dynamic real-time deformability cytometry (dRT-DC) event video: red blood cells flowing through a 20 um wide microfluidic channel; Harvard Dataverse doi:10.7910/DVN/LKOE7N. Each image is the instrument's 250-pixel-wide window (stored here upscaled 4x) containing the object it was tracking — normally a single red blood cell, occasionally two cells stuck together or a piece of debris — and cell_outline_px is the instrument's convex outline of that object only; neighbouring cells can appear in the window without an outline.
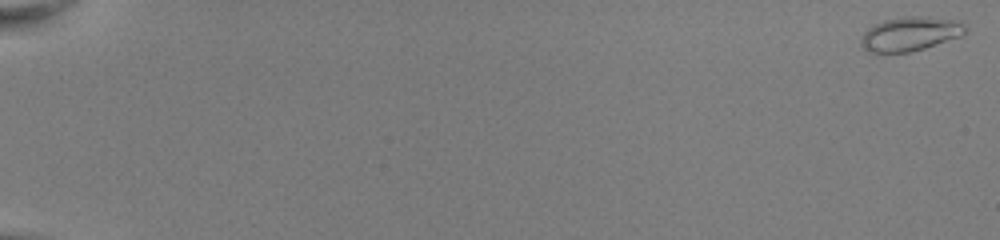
{"species": "common noctule bat (a hibernating species)", "species_latin": "Nyctalus noctula", "temperature_condition": "room temperature", "stored_images_in_passage": 53, "camera_frame_rate_fps": 3000, "um_per_image_px": 0.085, "animal": {"sex": "female", "body_mass_g": 22.0, "forearm_length_mm": 56.7}, "frame": {"image": 1, "passage_image": 1, "time_ms": 0.0, "image_size_px": [1000, 240], "cell_outline_px": [[968, 32], [964, 36], [924, 48], [908, 52], [868, 52], [860, 44], [860, 40], [864, 32], [872, 24], [884, 20], [904, 16], [928, 16], [964, 20]], "centroid_in_image_um": [77.45, 2.85], "position_along_channel_um": 7.6, "area_um2": 21.33}}
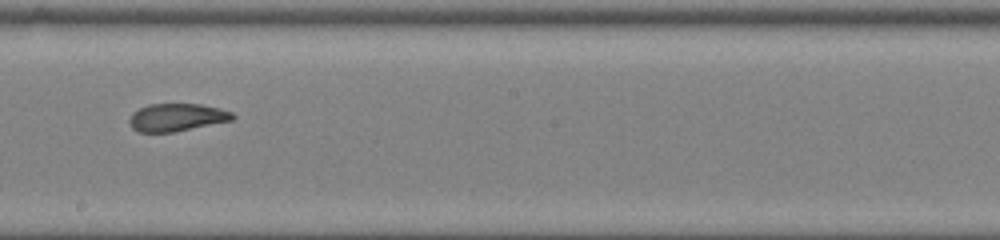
{"frame": {"image": 2, "passage_image": 33, "time_ms": 10.667, "image_size_px": [1000, 240], "cell_outline_px": [[236, 116], [232, 120], [172, 132], [140, 132], [132, 128], [128, 120], [132, 112], [148, 104], [200, 104], [220, 108], [232, 112]], "centroid_in_image_um": [15.01, 9.97], "position_along_channel_um": 233.2, "area_um2": 16.59}}
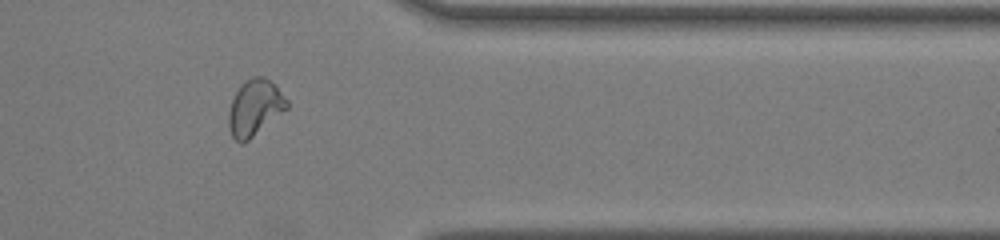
{"frame": {"image": 3, "passage_image": 45, "time_ms": 14.667, "image_size_px": [1000, 240], "cell_outline_px": [[288, 108], [248, 140], [240, 144], [232, 136], [228, 124], [228, 112], [232, 100], [240, 84], [252, 76], [264, 76], [276, 84], [288, 100]], "centroid_in_image_um": [21.66, 9.12], "position_along_channel_um": 389.7, "area_um2": 19.07}, "authors_computed_cell_mechanics": {"area_um2": 18.6694, "velocity_mm_per_s": 4.0544, "shape_relaxation_time_tau1_ms": null, "shape_relaxation_time_tau2_ms": 1.2489, "deformation_change_tau1": null, "deformation_change_tau2": 0.0773}}